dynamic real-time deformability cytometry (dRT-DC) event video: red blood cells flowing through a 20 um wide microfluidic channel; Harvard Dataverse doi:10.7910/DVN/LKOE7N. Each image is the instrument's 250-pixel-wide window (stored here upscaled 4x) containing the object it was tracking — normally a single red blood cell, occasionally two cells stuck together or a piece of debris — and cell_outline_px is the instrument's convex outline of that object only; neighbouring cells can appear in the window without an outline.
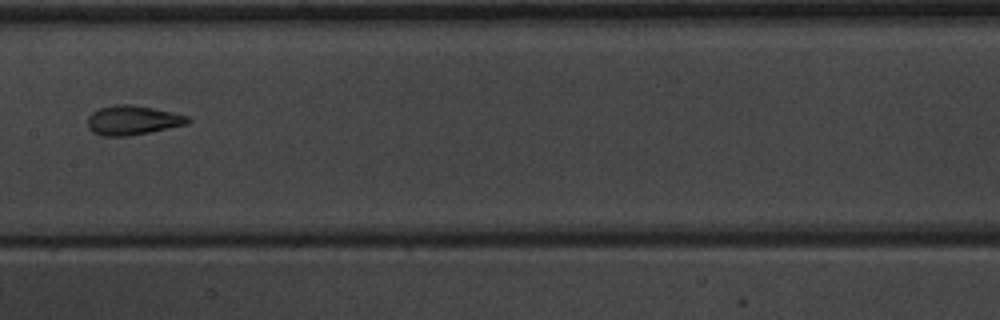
{"species": "common noctule bat (a hibernating species)", "species_latin": "Nyctalus noctula", "temperature_condition": "warm", "stored_images_in_passage": 6, "camera_frame_rate_fps": 3000, "um_per_image_px": 0.085, "animal": {"sex": "male", "body_mass_g": 20.1, "forearm_length_mm": 53.5}, "frame": {"image": 1, "passage_image": 5, "time_ms": 4.667, "image_size_px": [1000, 320], "cell_outline_px": [[192, 120], [188, 124], [128, 136], [104, 136], [92, 132], [88, 128], [88, 116], [92, 112], [100, 108], [112, 104], [132, 104], [172, 112], [188, 116]], "centroid_in_image_um": [11.26, 10.21], "position_along_channel_um": 196.1, "area_um2": 17.17}}
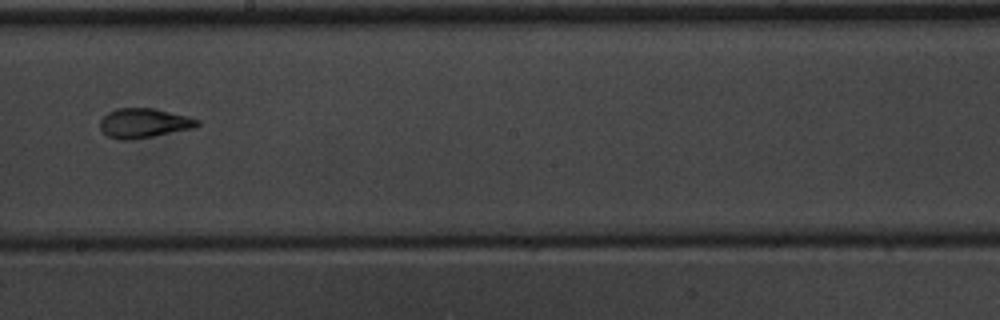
{"frame": {"image": 2, "passage_image": 6, "time_ms": 5.667, "image_size_px": [1000, 320], "cell_outline_px": [[200, 124], [192, 128], [132, 140], [120, 140], [108, 136], [100, 132], [100, 120], [108, 112], [116, 108], [156, 108], [188, 116], [200, 120]], "centroid_in_image_um": [12.2, 10.46], "position_along_channel_um": 236.0, "area_um2": 16.82}}